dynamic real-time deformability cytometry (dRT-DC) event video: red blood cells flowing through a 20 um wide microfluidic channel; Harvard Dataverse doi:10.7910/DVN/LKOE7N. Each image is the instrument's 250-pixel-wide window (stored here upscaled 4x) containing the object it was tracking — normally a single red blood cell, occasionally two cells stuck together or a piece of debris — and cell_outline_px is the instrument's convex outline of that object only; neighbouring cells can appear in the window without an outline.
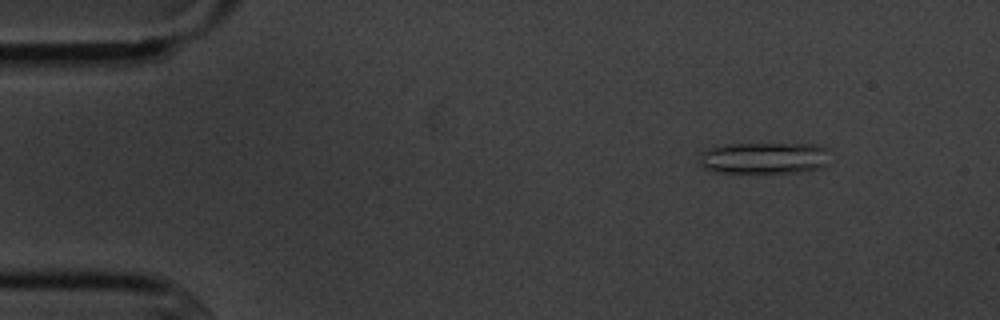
{"species": "common noctule bat (a hibernating species)", "species_latin": "Nyctalus noctula", "temperature_condition": "cold", "stored_images_in_passage": 6, "camera_frame_rate_fps": 3000, "um_per_image_px": 0.085, "animal": {"sex": "male", "body_mass_g": 20.1, "forearm_length_mm": 53.5}, "frame": {"image": 1, "passage_image": 2, "time_ms": 1.333, "image_size_px": [1000, 320], "cell_outline_px": [[828, 164], [820, 168], [800, 172], [716, 172], [704, 168], [700, 164], [700, 152], [708, 148], [728, 144], [816, 144], [824, 148]], "centroid_in_image_um": [64.91, 13.43], "position_along_channel_um": 20.1, "area_um2": 23.81}}